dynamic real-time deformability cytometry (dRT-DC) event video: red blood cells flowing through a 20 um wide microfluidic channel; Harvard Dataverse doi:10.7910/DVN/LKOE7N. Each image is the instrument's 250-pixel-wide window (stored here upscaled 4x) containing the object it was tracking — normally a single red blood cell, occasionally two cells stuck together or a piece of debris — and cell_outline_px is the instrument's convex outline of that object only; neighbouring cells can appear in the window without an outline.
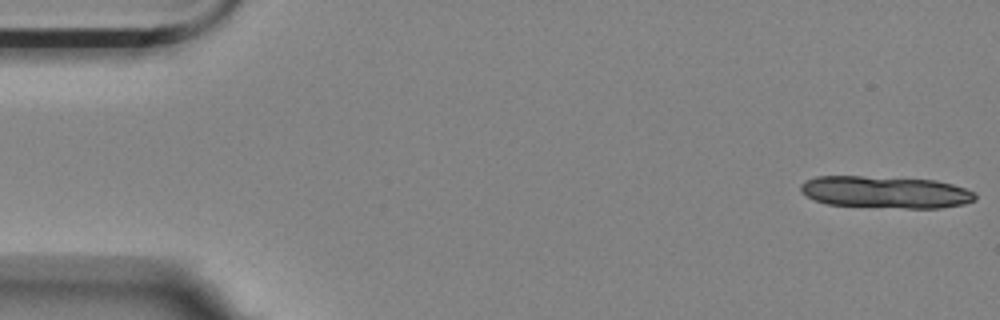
{"species": "Egyptian fruit bat (a non-hibernating species)", "species_latin": "Rousettus aegyptiacus", "temperature_condition": "room temperature", "stored_images_in_passage": 13, "camera_frame_rate_fps": 3000, "um_per_image_px": 0.085, "animal": {"sex": "female"}, "frame": {"image": 1, "passage_image": 1, "time_ms": 0.0, "image_size_px": [1000, 320], "cell_outline_px": [[976, 200], [964, 204], [940, 208], [904, 208], [828, 204], [816, 200], [800, 192], [800, 184], [804, 180], [816, 176], [860, 176], [936, 180], [952, 184], [976, 192]], "centroid_in_image_um": [75.28, 16.33], "position_along_channel_um": 9.7, "area_um2": 32.6}}